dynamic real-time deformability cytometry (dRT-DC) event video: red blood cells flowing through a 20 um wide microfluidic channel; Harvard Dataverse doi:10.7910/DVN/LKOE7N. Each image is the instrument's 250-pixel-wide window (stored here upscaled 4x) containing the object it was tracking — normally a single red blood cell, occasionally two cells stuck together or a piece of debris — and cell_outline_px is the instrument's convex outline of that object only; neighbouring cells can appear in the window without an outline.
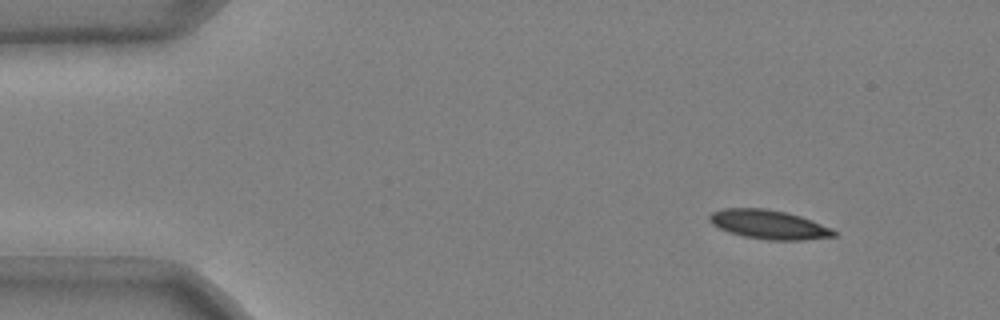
{"species": "common noctule bat (a hibernating species)", "species_latin": "Nyctalus noctula", "temperature_condition": "cold", "stored_images_in_passage": 47, "camera_frame_rate_fps": 3000, "um_per_image_px": 0.085, "animal": {"sex": "male", "body_mass_g": 20.4}, "frame": {"image": 1, "passage_image": 1, "time_ms": 0.0, "image_size_px": [1000, 320], "cell_outline_px": [[836, 236], [804, 240], [768, 240], [744, 236], [728, 232], [712, 224], [708, 220], [708, 216], [712, 212], [724, 208], [764, 208], [784, 212], [800, 216], [812, 220], [832, 228], [836, 232]], "centroid_in_image_um": [65.34, 19.08], "position_along_channel_um": 19.7, "area_um2": 21.04}}
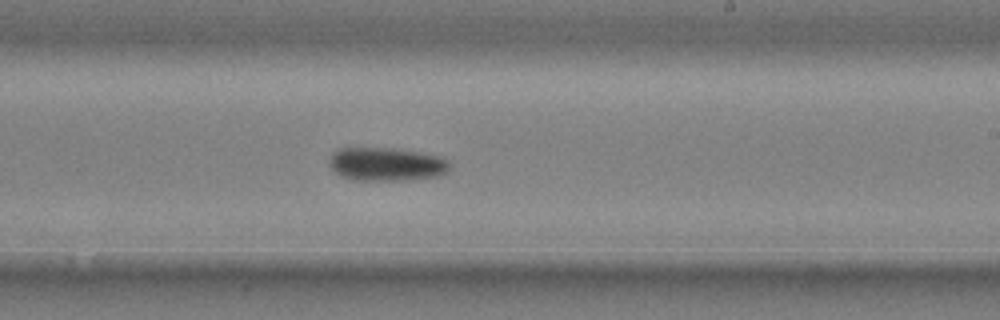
{"frame": {"image": 2, "passage_image": 27, "time_ms": 8.667, "image_size_px": [1000, 320], "cell_outline_px": [[452, 168], [448, 172], [436, 176], [408, 180], [352, 180], [340, 176], [328, 164], [328, 160], [332, 152], [340, 148], [392, 148], [440, 156], [448, 160], [452, 164]], "centroid_in_image_um": [32.85, 13.96], "position_along_channel_um": 256.2, "area_um2": 23.7}}
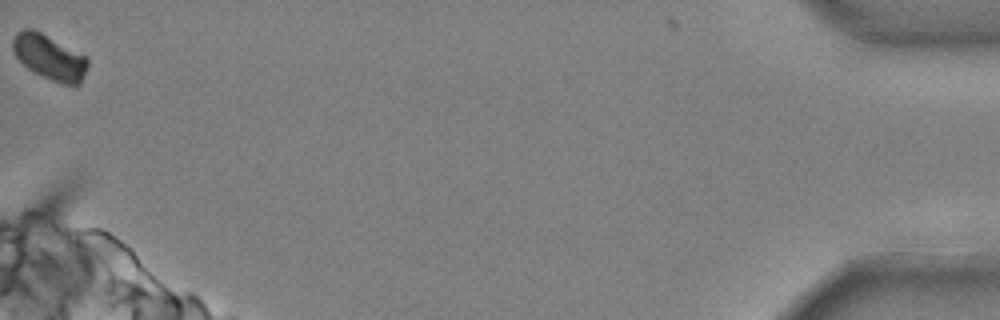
{"frame": {"image": 3, "passage_image": 47, "time_ms": 15.333, "image_size_px": [1000, 320], "cell_outline_px": [[88, 68], [80, 84], [64, 84], [52, 80], [28, 68], [12, 52], [12, 40], [16, 32], [24, 28], [32, 28], [40, 32], [84, 56], [88, 60]], "centroid_in_image_um": [4.17, 4.85], "position_along_channel_um": 431.0, "area_um2": 19.19}, "authors_computed_cell_mechanics": {"area_um2": 22.4264, "velocity_mm_per_s": 3.6886, "shape_relaxation_time_tau1_ms": 6.2386, "shape_relaxation_time_tau2_ms": null, "deformation_change_tau1": 0.1251, "deformation_change_tau2": null}}